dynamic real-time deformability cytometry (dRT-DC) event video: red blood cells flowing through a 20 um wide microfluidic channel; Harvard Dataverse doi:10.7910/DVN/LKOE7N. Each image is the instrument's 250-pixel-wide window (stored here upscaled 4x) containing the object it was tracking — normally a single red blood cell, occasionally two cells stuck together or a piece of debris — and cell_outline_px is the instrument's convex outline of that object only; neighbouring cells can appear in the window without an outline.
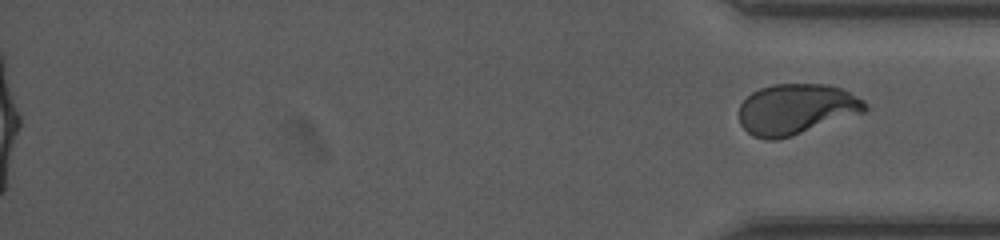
{"species": "human", "species_latin": "Homo sapiens", "temperature_condition": "room temperature", "stored_images_in_passage": 41, "segment_of_instrument_passage": [2, 2], "camera_frame_rate_fps": 3000, "um_per_image_px": 0.085, "donor": {"sex": "female"}, "frame": {"image": 1, "passage_image": 41, "time_ms": 13.333, "image_size_px": [1000, 240], "cell_outline_px": [[868, 108], [864, 112], [792, 136], [776, 140], [768, 140], [752, 136], [740, 124], [740, 104], [752, 92], [760, 88], [772, 84], [828, 84], [840, 88], [864, 100], [868, 104]], "centroid_in_image_um": [67.67, 9.28], "position_along_channel_um": 367.5, "area_um2": 37.11}}